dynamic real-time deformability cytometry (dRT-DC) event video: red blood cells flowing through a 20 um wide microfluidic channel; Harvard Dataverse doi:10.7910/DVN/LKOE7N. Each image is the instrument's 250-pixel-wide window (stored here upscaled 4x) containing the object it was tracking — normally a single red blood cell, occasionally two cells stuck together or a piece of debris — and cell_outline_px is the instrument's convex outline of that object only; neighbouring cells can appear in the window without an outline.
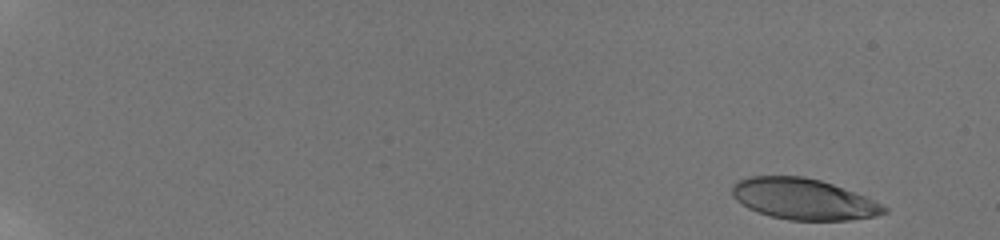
{"species": "human", "species_latin": "Homo sapiens", "temperature_condition": "room temperature", "stored_images_in_passage": 15, "camera_frame_rate_fps": 3000, "um_per_image_px": 0.085, "donor": {"sex": "male"}, "frame": {"image": 1, "passage_image": 1, "time_ms": 0.0, "image_size_px": [1000, 240], "cell_outline_px": [[888, 212], [876, 216], [848, 220], [788, 220], [772, 216], [748, 208], [736, 200], [732, 196], [732, 188], [740, 180], [752, 176], [804, 176], [820, 180], [832, 184], [864, 196], [888, 208]], "centroid_in_image_um": [68.3, 16.92], "position_along_channel_um": 16.7, "area_um2": 35.89}}
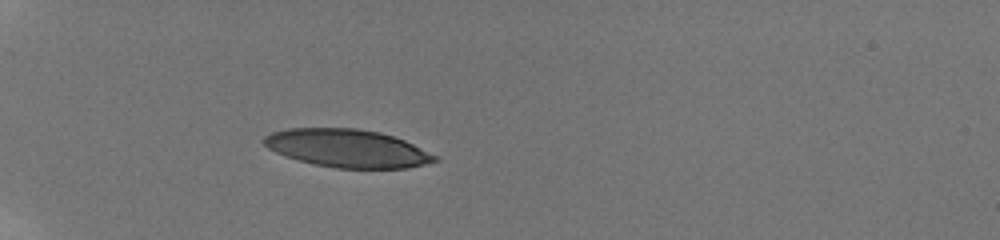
{"frame": {"image": 2, "passage_image": 9, "time_ms": 5.333, "image_size_px": [1000, 240], "cell_outline_px": [[440, 160], [408, 168], [336, 168], [312, 164], [284, 156], [268, 148], [260, 140], [264, 136], [272, 132], [288, 128], [356, 128], [380, 132], [404, 140], [436, 156]], "centroid_in_image_um": [29.47, 12.6], "position_along_channel_um": 55.5, "area_um2": 37.8}}